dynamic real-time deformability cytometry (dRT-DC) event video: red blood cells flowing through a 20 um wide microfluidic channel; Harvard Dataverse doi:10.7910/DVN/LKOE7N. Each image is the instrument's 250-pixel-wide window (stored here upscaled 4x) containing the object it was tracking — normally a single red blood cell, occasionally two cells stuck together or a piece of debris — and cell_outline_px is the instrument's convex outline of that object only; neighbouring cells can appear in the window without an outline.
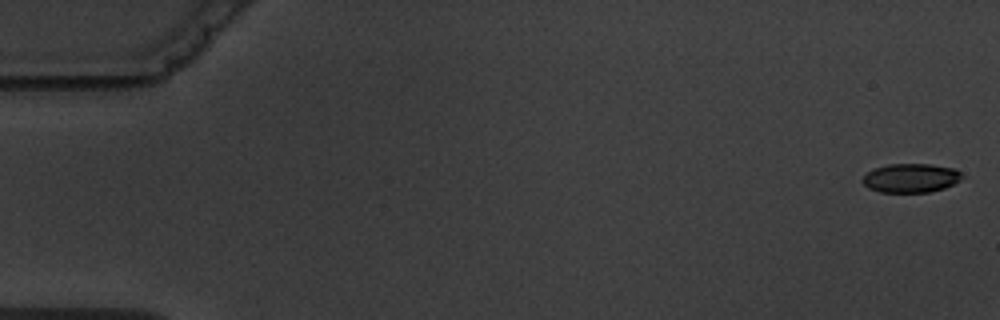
{"species": "common noctule bat (a hibernating species)", "species_latin": "Nyctalus noctula", "temperature_condition": "warm", "stored_images_in_passage": 4, "camera_frame_rate_fps": 3000, "um_per_image_px": 0.085, "animal": {"sex": "male", "body_mass_g": 19.5, "forearm_length_mm": 54.6}, "frame": {"image": 1, "passage_image": 1, "time_ms": 0.0, "image_size_px": [1000, 320], "cell_outline_px": [[964, 176], [960, 180], [944, 188], [928, 192], [880, 192], [868, 188], [860, 180], [868, 172], [876, 168], [888, 164], [928, 164], [956, 168]], "centroid_in_image_um": [77.43, 15.13], "position_along_channel_um": 7.6, "area_um2": 16.76}}